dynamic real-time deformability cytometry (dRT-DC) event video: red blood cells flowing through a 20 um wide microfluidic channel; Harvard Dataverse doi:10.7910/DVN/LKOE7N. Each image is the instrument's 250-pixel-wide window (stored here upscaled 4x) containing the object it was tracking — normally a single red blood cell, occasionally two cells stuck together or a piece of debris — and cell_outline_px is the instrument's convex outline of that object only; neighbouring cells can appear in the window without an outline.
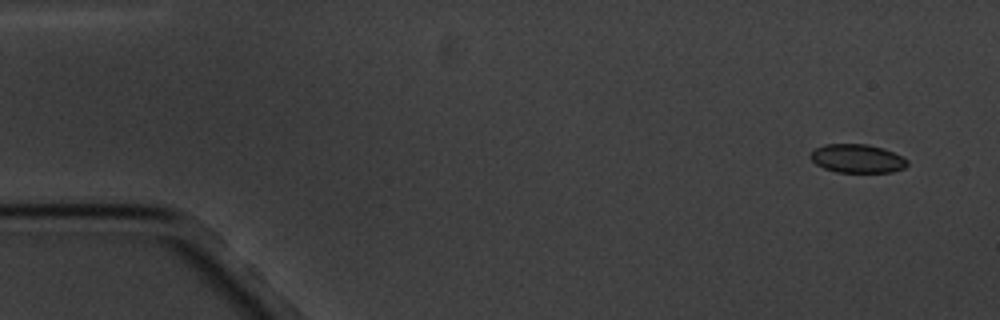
{"species": "common noctule bat (a hibernating species)", "species_latin": "Nyctalus noctula", "temperature_condition": "cold", "stored_images_in_passage": 6, "camera_frame_rate_fps": 3000, "um_per_image_px": 0.085, "animal": {"sex": "male", "body_mass_g": 20.1, "forearm_length_mm": 53.5}, "frame": {"image": 1, "passage_image": 1, "time_ms": 0.0, "image_size_px": [1000, 320], "cell_outline_px": [[908, 164], [904, 168], [892, 172], [836, 172], [824, 168], [816, 164], [808, 156], [816, 148], [824, 144], [868, 144], [884, 148], [908, 160]], "centroid_in_image_um": [72.86, 13.47], "position_along_channel_um": 12.1, "area_um2": 16.13}}
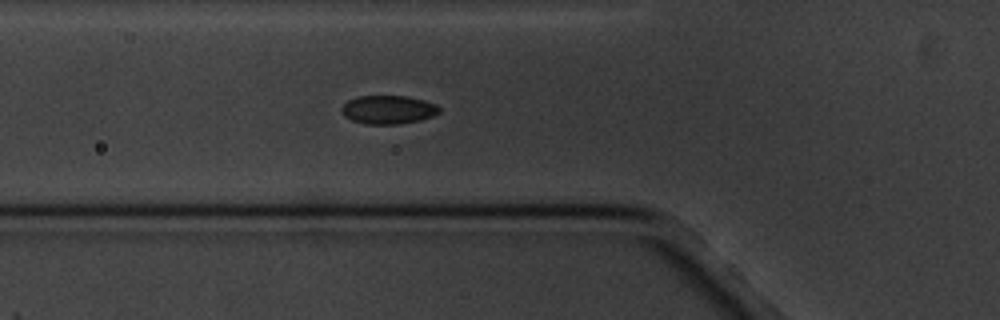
{"frame": {"image": 2, "passage_image": 6, "time_ms": 5.667, "image_size_px": [1000, 320], "cell_outline_px": [[440, 112], [432, 116], [420, 120], [400, 124], [364, 124], [352, 120], [344, 116], [340, 108], [348, 100], [356, 96], [408, 96], [424, 100], [436, 104], [440, 108]], "centroid_in_image_um": [32.99, 9.32], "position_along_channel_um": 92.8, "area_um2": 16.36}}